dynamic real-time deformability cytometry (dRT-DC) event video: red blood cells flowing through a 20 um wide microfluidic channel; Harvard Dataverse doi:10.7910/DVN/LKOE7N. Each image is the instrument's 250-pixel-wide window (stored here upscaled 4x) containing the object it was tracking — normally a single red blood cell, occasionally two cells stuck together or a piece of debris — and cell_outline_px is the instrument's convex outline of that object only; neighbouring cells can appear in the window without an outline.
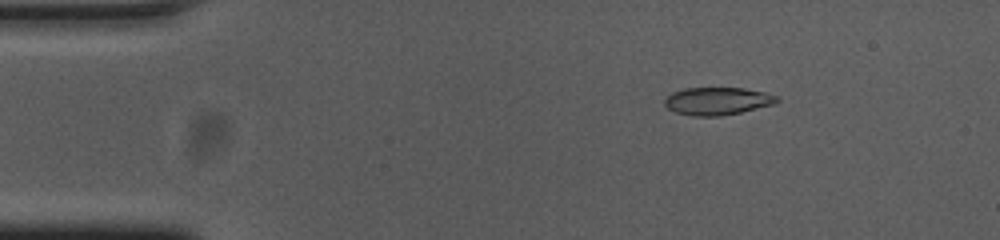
{"species": "common noctule bat (a hibernating species)", "species_latin": "Nyctalus noctula", "temperature_condition": "cold", "stored_images_in_passage": 54, "camera_frame_rate_fps": 3000, "um_per_image_px": 0.085, "animal": {"sex": "female", "body_mass_g": 23.0, "forearm_length_mm": 53.4}, "frame": {"image": 1, "passage_image": 7, "time_ms": 2.0, "image_size_px": [1000, 240], "cell_outline_px": [[780, 100], [776, 104], [740, 112], [720, 116], [696, 116], [676, 112], [668, 108], [664, 104], [664, 100], [672, 92], [684, 88], [744, 88], [764, 92], [776, 96]], "centroid_in_image_um": [60.99, 8.59], "position_along_channel_um": 24.0, "area_um2": 18.03}}
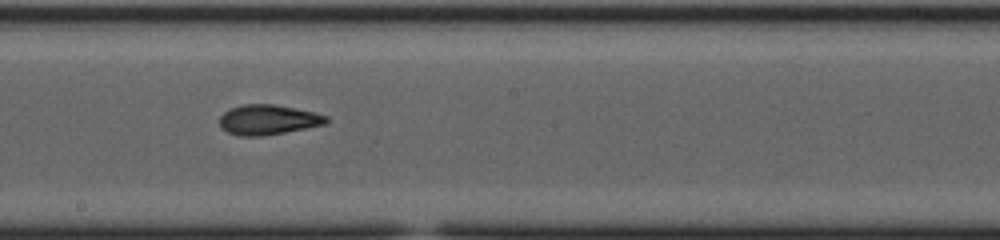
{"frame": {"image": 2, "passage_image": 29, "time_ms": 9.333, "image_size_px": [1000, 240], "cell_outline_px": [[328, 124], [264, 136], [240, 136], [228, 132], [220, 128], [220, 116], [224, 112], [232, 108], [244, 104], [272, 104], [296, 108], [316, 112], [328, 116]], "centroid_in_image_um": [22.82, 10.18], "position_along_channel_um": 225.4, "area_um2": 18.79}}
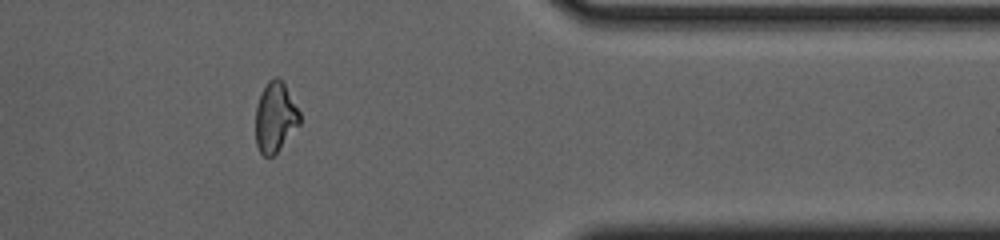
{"frame": {"image": 3, "passage_image": 44, "time_ms": 14.333, "image_size_px": [1000, 240], "cell_outline_px": [[300, 124], [276, 152], [272, 156], [264, 156], [260, 152], [256, 144], [256, 104], [268, 80], [276, 76], [284, 84], [300, 112]], "centroid_in_image_um": [23.39, 9.96], "position_along_channel_um": 388.0, "area_um2": 17.69}, "authors_computed_cell_mechanics": {"area_um2": 18.4093, "velocity_mm_per_s": 3.6836, "shape_relaxation_time_tau1_ms": 7.8951, "shape_relaxation_time_tau2_ms": 2.521, "deformation_change_tau1": 0.2311, "deformation_change_tau2": 0.0916}}